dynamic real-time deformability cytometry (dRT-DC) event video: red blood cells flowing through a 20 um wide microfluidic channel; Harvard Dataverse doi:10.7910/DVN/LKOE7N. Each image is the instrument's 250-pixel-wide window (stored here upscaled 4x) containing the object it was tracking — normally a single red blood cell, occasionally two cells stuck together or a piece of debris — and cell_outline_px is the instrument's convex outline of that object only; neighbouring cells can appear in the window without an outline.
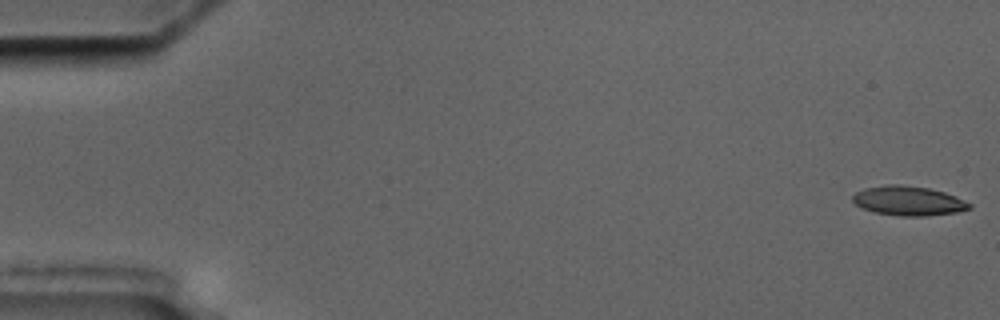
{"species": "common noctule bat (a hibernating species)", "species_latin": "Nyctalus noctula", "temperature_condition": "cold", "stored_images_in_passage": 10, "camera_frame_rate_fps": 3000, "um_per_image_px": 0.085, "animal": {"sex": "male", "body_mass_g": 17.5, "forearm_length_mm": 52.3}, "frame": {"image": 1, "passage_image": 1, "time_ms": 0.0, "image_size_px": [1000, 320], "cell_outline_px": [[972, 208], [956, 212], [924, 216], [900, 216], [876, 212], [864, 208], [856, 204], [852, 200], [852, 196], [856, 192], [864, 188], [888, 184], [896, 184], [928, 188], [944, 192], [956, 196], [972, 204]], "centroid_in_image_um": [77.23, 17.06], "position_along_channel_um": 7.8, "area_um2": 19.88}}
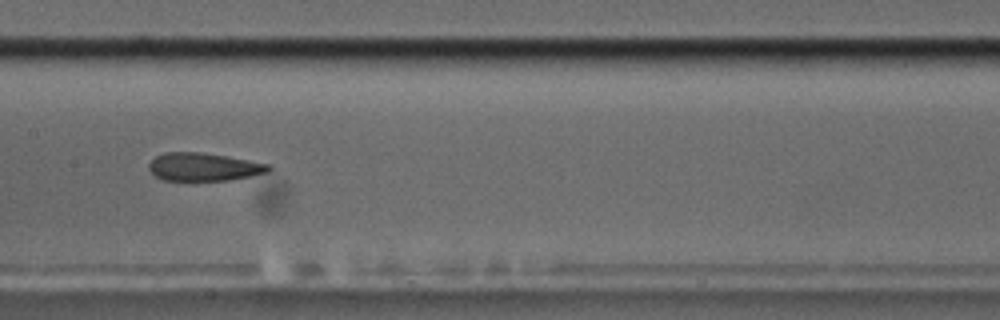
{"frame": {"image": 2, "passage_image": 9, "time_ms": 9.333, "image_size_px": [1000, 320], "cell_outline_px": [[272, 168], [268, 172], [228, 180], [164, 180], [156, 176], [148, 168], [148, 164], [156, 156], [164, 152], [200, 152], [272, 164]], "centroid_in_image_um": [17.32, 14.18], "position_along_channel_um": 190.1, "area_um2": 19.36}}
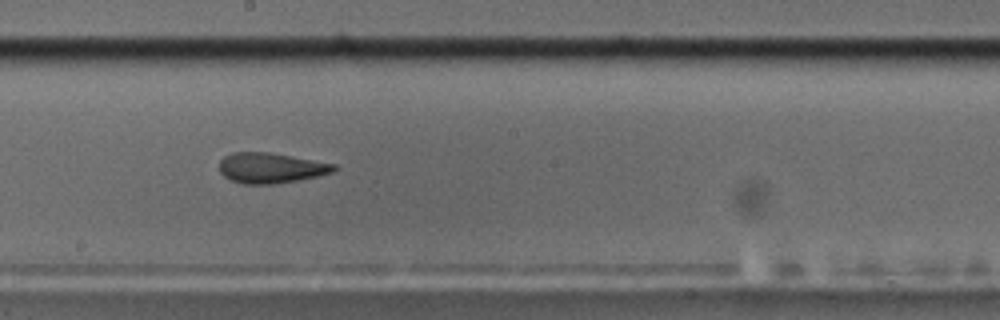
{"frame": {"image": 3, "passage_image": 10, "time_ms": 10.333, "image_size_px": [1000, 320], "cell_outline_px": [[336, 172], [296, 180], [272, 184], [244, 184], [232, 180], [224, 176], [220, 172], [220, 160], [224, 156], [232, 152], [268, 152], [292, 156], [336, 164]], "centroid_in_image_um": [23.02, 14.27], "position_along_channel_um": 225.2, "area_um2": 20.17}}